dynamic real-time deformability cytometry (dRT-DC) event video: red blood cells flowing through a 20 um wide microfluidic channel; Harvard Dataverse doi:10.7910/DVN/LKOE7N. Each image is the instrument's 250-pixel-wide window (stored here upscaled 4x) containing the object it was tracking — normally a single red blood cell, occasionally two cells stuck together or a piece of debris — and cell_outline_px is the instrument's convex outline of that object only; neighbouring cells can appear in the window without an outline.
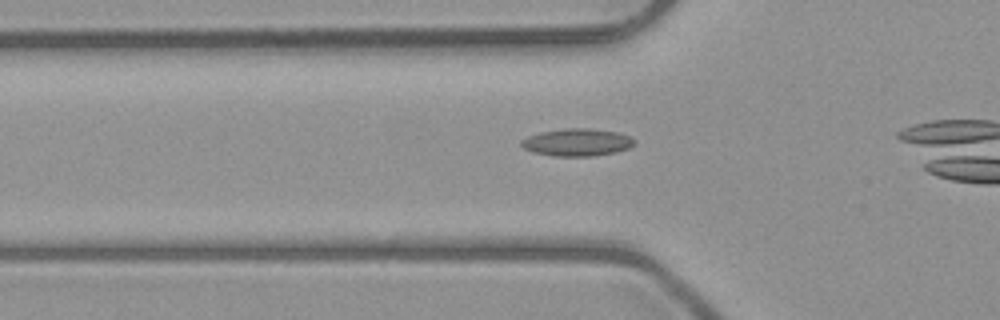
{"species": "common noctule bat (a hibernating species)", "species_latin": "Nyctalus noctula", "temperature_condition": "room temperature", "stored_images_in_passage": 36, "camera_frame_rate_fps": 3000, "um_per_image_px": 0.085, "animal": {"sex": "male", "body_mass_g": 23.1, "forearm_length_mm": 52.7}, "frame": {"image": 1, "passage_image": 12, "time_ms": 3.667, "image_size_px": [1000, 320], "cell_outline_px": [[636, 144], [628, 148], [616, 152], [592, 156], [552, 156], [532, 152], [524, 148], [520, 144], [520, 140], [528, 136], [540, 132], [564, 128], [588, 128], [620, 132], [636, 140]], "centroid_in_image_um": [49.05, 12.09], "position_along_channel_um": 76.7, "area_um2": 18.26}}
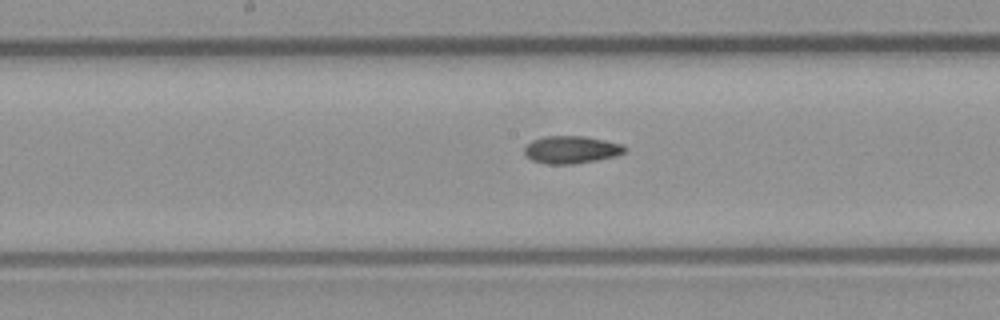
{"frame": {"image": 2, "passage_image": 21, "time_ms": 6.667, "image_size_px": [1000, 320], "cell_outline_px": [[628, 148], [624, 152], [616, 156], [596, 160], [572, 164], [548, 164], [532, 160], [524, 152], [524, 148], [532, 140], [544, 136], [584, 136], [624, 144]], "centroid_in_image_um": [48.59, 12.71], "position_along_channel_um": 199.6, "area_um2": 16.07}}
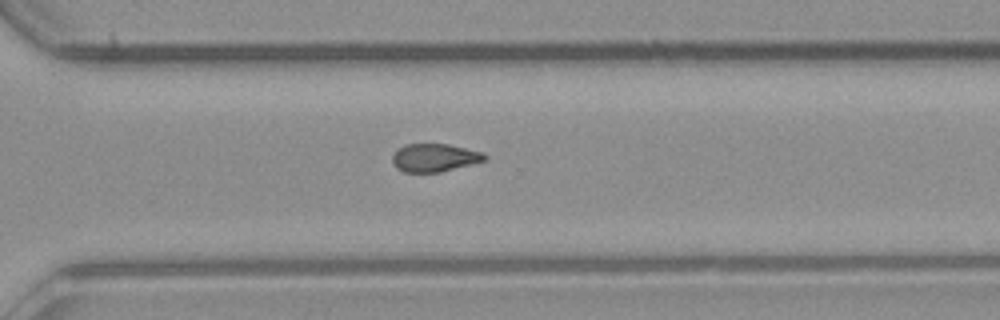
{"frame": {"image": 3, "passage_image": 31, "time_ms": 10.0, "image_size_px": [1000, 320], "cell_outline_px": [[488, 156], [484, 160], [440, 172], [404, 172], [396, 168], [392, 164], [392, 156], [404, 144], [448, 144], [484, 152]], "centroid_in_image_um": [36.91, 13.4], "position_along_channel_um": 333.7, "area_um2": 14.97}}